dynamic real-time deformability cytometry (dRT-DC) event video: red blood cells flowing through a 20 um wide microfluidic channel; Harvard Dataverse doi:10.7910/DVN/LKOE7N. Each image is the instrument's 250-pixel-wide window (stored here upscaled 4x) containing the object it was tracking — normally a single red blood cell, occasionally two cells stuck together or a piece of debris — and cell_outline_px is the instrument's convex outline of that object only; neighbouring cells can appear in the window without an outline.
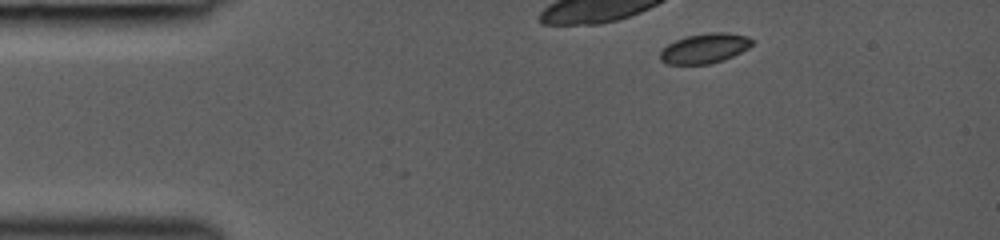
{"species": "common noctule bat (a hibernating species)", "species_latin": "Nyctalus noctula", "temperature_condition": "room temperature", "stored_images_in_passage": 36, "camera_frame_rate_fps": 3000, "um_per_image_px": 0.085, "animal": {"sex": "female", "body_mass_g": 19.0, "forearm_length_mm": 53.3}, "frame": {"image": 1, "passage_image": 1, "time_ms": 0.0, "image_size_px": [1000, 240], "cell_outline_px": [[752, 44], [748, 48], [724, 60], [708, 64], [668, 64], [660, 60], [660, 52], [668, 44], [676, 40], [688, 36], [708, 32], [728, 32], [748, 36], [752, 40]], "centroid_in_image_um": [59.9, 4.1], "position_along_channel_um": 25.1, "area_um2": 15.9}}
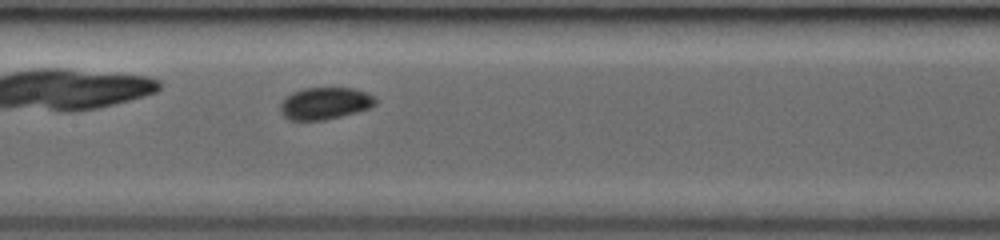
{"frame": {"image": 2, "passage_image": 16, "time_ms": 5.0, "image_size_px": [1000, 240], "cell_outline_px": [[376, 104], [372, 108], [324, 120], [288, 120], [280, 112], [280, 104], [292, 92], [304, 88], [352, 88], [364, 92], [372, 96], [376, 100]], "centroid_in_image_um": [27.61, 8.79], "position_along_channel_um": 179.8, "area_um2": 17.63}}
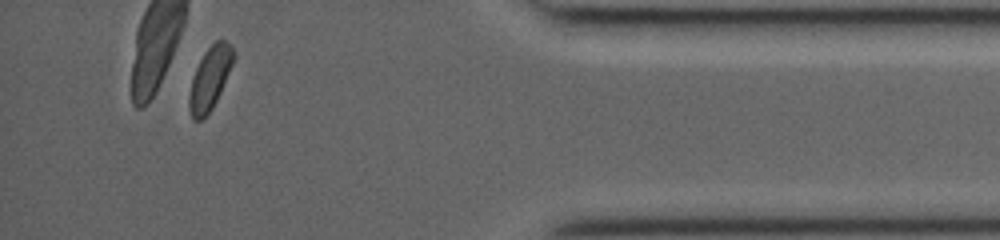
{"frame": {"image": 3, "passage_image": 34, "time_ms": 11.0, "image_size_px": [1000, 240], "cell_outline_px": [[236, 56], [220, 92], [212, 108], [200, 120], [192, 120], [188, 108], [188, 96], [192, 80], [196, 68], [204, 52], [216, 40], [224, 40], [232, 48]], "centroid_in_image_um": [17.83, 6.66], "position_along_channel_um": 417.4, "area_um2": 15.95}}